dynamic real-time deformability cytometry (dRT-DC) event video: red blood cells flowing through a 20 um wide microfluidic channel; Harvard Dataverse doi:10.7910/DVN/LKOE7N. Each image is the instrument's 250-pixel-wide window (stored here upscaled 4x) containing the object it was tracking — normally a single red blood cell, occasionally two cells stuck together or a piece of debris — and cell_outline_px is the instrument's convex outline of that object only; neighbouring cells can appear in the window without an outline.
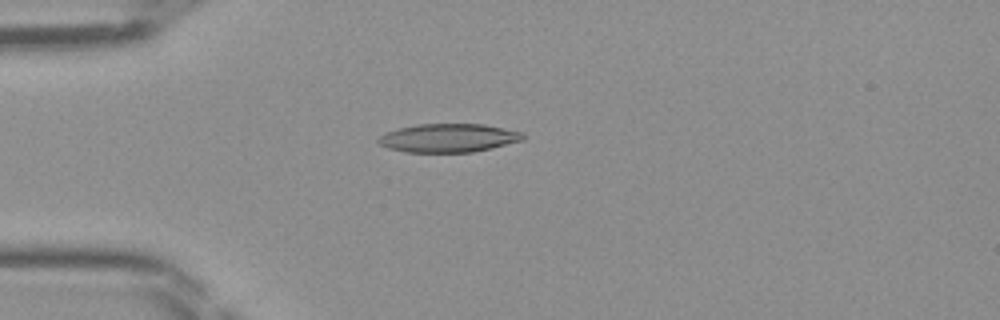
{"species": "Egyptian fruit bat (a non-hibernating species)", "species_latin": "Rousettus aegyptiacus", "temperature_condition": "room temperature", "stored_images_in_passage": 47, "camera_frame_rate_fps": 3000, "um_per_image_px": 0.085, "frame": {"image": 1, "passage_image": 13, "time_ms": 4.0, "image_size_px": [1000, 320], "cell_outline_px": [[524, 140], [492, 148], [472, 152], [404, 152], [388, 148], [380, 144], [376, 140], [384, 132], [416, 124], [484, 124], [524, 132]], "centroid_in_image_um": [38.13, 11.72], "position_along_channel_um": 46.9, "area_um2": 24.16}}
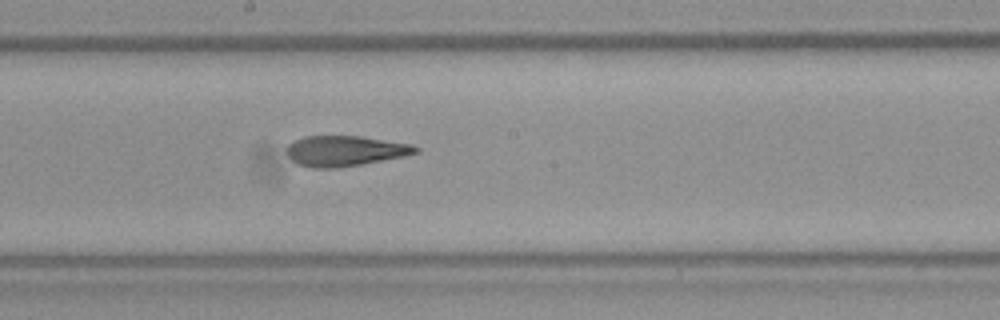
{"frame": {"image": 2, "passage_image": 26, "time_ms": 8.333, "image_size_px": [1000, 320], "cell_outline_px": [[420, 152], [404, 156], [360, 164], [336, 168], [312, 168], [296, 164], [288, 156], [288, 144], [304, 136], [360, 136], [412, 144], [420, 148]], "centroid_in_image_um": [29.34, 12.82], "position_along_channel_um": 218.9, "area_um2": 22.77}}
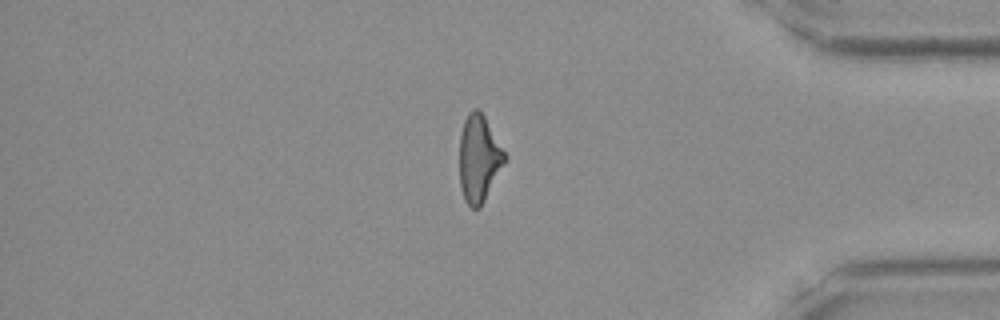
{"frame": {"image": 3, "passage_image": 40, "time_ms": 13.0, "image_size_px": [1000, 320], "cell_outline_px": [[508, 160], [480, 208], [472, 208], [464, 200], [460, 188], [460, 132], [464, 120], [468, 112], [476, 108], [484, 116], [508, 156]], "centroid_in_image_um": [40.73, 13.5], "position_along_channel_um": 394.5, "area_um2": 23.24}}